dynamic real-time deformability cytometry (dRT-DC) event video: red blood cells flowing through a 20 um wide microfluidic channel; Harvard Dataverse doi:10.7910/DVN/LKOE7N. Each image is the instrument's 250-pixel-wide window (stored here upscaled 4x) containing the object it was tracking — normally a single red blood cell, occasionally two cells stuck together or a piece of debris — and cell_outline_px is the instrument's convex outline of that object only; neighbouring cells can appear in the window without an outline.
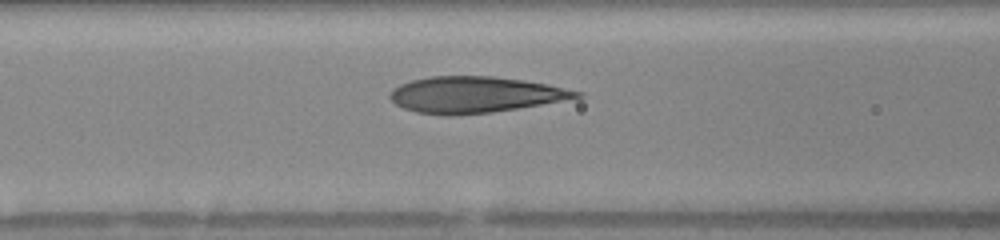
{"species": "human", "species_latin": "Homo sapiens", "temperature_condition": "warm", "stored_images_in_passage": 38, "camera_frame_rate_fps": 3000, "um_per_image_px": 0.085, "donor": {"sex": "female"}, "frame": {"image": 1, "passage_image": 13, "time_ms": 4.0, "image_size_px": [1000, 240], "cell_outline_px": [[584, 96], [540, 104], [492, 112], [452, 116], [444, 116], [416, 112], [404, 108], [396, 104], [388, 96], [388, 92], [392, 88], [400, 84], [412, 80], [432, 76], [492, 76], [524, 80], [584, 92]], "centroid_in_image_um": [40.3, 8.05], "position_along_channel_um": 126.3, "area_um2": 39.19}}
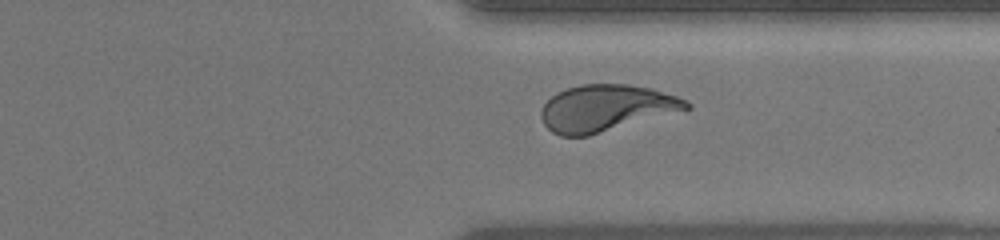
{"frame": {"image": 2, "passage_image": 30, "time_ms": 9.667, "image_size_px": [1000, 240], "cell_outline_px": [[692, 108], [588, 136], [560, 136], [552, 132], [544, 124], [540, 116], [540, 112], [544, 104], [556, 92], [580, 84], [628, 84], [652, 88], [688, 100], [692, 104]], "centroid_in_image_um": [51.52, 9.18], "position_along_channel_um": 359.9, "area_um2": 39.48}}
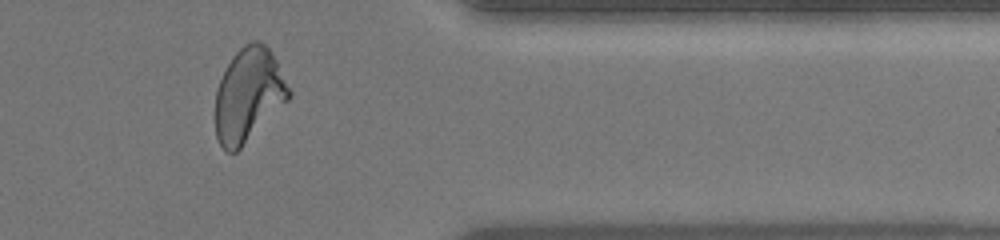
{"frame": {"image": 3, "passage_image": 33, "time_ms": 10.667, "image_size_px": [1000, 240], "cell_outline_px": [[292, 96], [236, 152], [228, 152], [220, 144], [216, 136], [216, 92], [220, 80], [232, 56], [244, 44], [252, 40], [256, 40], [264, 44], [272, 52], [292, 92]], "centroid_in_image_um": [21.14, 8.05], "position_along_channel_um": 390.3, "area_um2": 39.65}, "authors_computed_cell_mechanics": {"area_um2": 39.4485, "velocity_mm_per_s": 4.1241, "shape_relaxation_time_tau1_ms": 4.5414, "shape_relaxation_time_tau2_ms": 0.777, "deformation_change_tau1": 0.2231, "deformation_change_tau2": 0.0878}}